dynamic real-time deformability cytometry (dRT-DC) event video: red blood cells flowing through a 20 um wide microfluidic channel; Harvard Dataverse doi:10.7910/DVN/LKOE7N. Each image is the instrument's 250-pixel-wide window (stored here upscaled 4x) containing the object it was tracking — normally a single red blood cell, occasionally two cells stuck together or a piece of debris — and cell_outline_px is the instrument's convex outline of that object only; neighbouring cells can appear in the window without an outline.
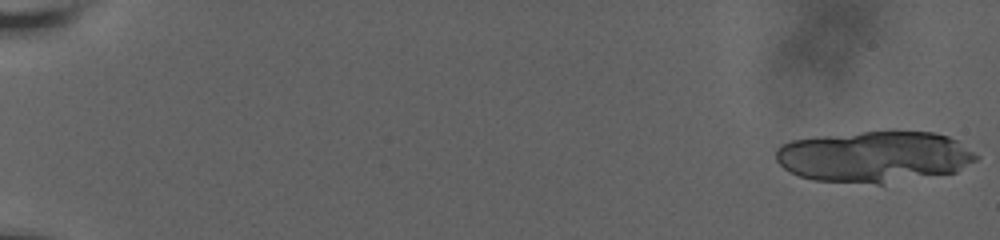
{"species": "human", "species_latin": "Homo sapiens", "temperature_condition": "room temperature", "stored_images_in_passage": 20, "camera_frame_rate_fps": 3000, "um_per_image_px": 0.085, "donor": {"sex": "male"}, "frame": {"image": 1, "passage_image": 1, "time_ms": 0.0, "image_size_px": [1000, 240], "cell_outline_px": [[980, 156], [976, 160], [956, 172], [884, 184], [876, 184], [816, 180], [800, 176], [788, 172], [776, 160], [776, 148], [780, 144], [792, 140], [816, 136], [892, 128], [932, 132], [948, 136], [956, 140]], "centroid_in_image_um": [74.32, 13.28], "position_along_channel_um": 10.7, "area_um2": 61.09}}